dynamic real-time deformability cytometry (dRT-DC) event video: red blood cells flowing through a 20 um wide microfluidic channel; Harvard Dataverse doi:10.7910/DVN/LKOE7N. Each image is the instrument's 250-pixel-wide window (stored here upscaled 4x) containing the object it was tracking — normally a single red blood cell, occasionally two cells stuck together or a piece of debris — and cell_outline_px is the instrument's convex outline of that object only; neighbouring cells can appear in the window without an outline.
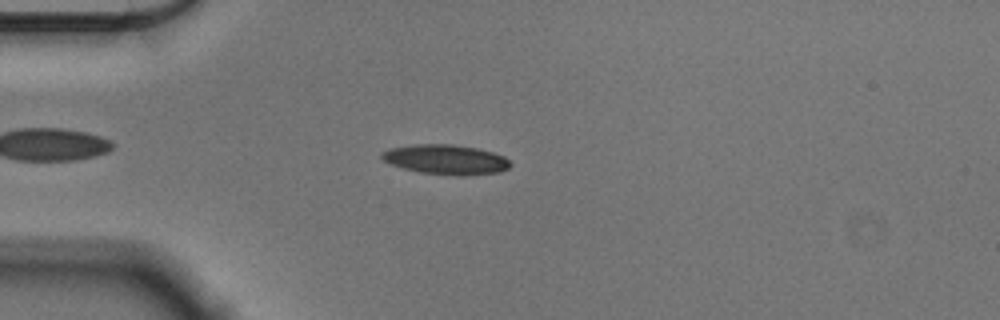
{"species": "Egyptian fruit bat (a non-hibernating species)", "species_latin": "Rousettus aegyptiacus", "temperature_condition": "cold", "stored_images_in_passage": 48, "camera_frame_rate_fps": 3000, "um_per_image_px": 0.085, "animal": {"sex": "male"}, "frame": {"image": 1, "passage_image": 7, "time_ms": 2.0, "image_size_px": [1000, 320], "cell_outline_px": [[512, 164], [508, 168], [500, 172], [464, 176], [456, 176], [420, 172], [404, 168], [392, 164], [384, 160], [380, 156], [380, 152], [388, 148], [416, 144], [452, 144], [476, 148], [492, 152], [504, 156]], "centroid_in_image_um": [37.9, 13.56], "position_along_channel_um": 47.1, "area_um2": 22.37}}
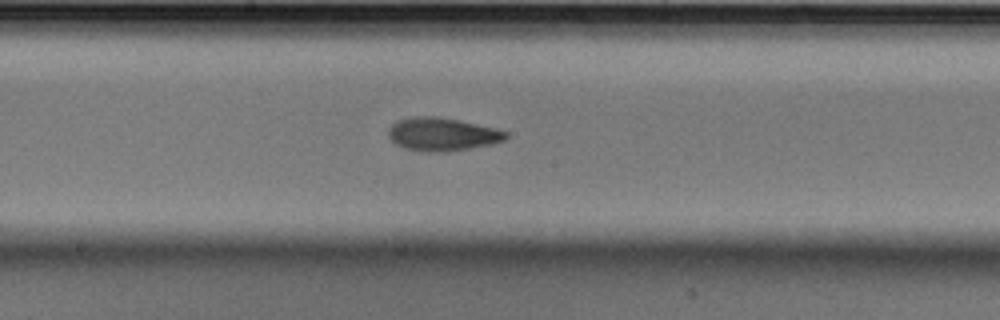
{"frame": {"image": 2, "passage_image": 22, "time_ms": 7.0, "image_size_px": [1000, 320], "cell_outline_px": [[508, 136], [504, 140], [492, 144], [444, 152], [424, 152], [404, 148], [396, 144], [388, 136], [388, 132], [392, 124], [400, 120], [420, 116], [432, 116], [456, 120], [496, 128], [508, 132]], "centroid_in_image_um": [37.6, 11.43], "position_along_channel_um": 210.6, "area_um2": 22.37}}
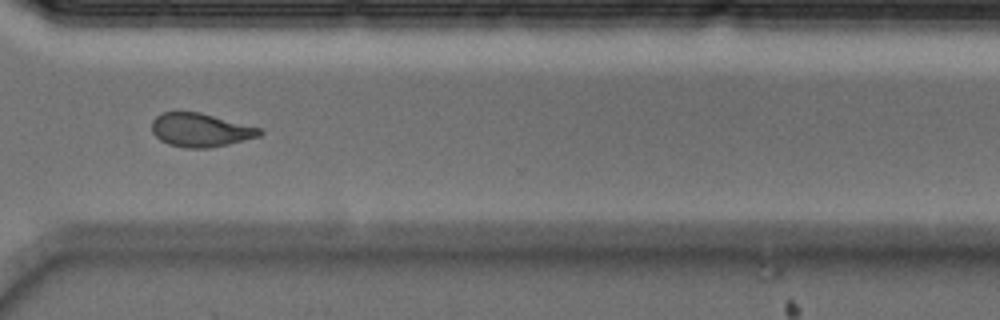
{"frame": {"image": 3, "passage_image": 34, "time_ms": 11.0, "image_size_px": [1000, 320], "cell_outline_px": [[264, 132], [260, 136], [228, 144], [208, 148], [184, 148], [168, 144], [160, 140], [152, 132], [152, 120], [156, 116], [164, 112], [200, 112], [260, 128]], "centroid_in_image_um": [17.03, 11.06], "position_along_channel_um": 353.6, "area_um2": 21.04}, "authors_computed_cell_mechanics": {"area_um2": 21.4438, "velocity_mm_per_s": 3.5817, "shape_relaxation_time_tau1_ms": 5.4924, "shape_relaxation_time_tau2_ms": 3.8625, "deformation_change_tau1": 0.1527, "deformation_change_tau2": 0.1061}}